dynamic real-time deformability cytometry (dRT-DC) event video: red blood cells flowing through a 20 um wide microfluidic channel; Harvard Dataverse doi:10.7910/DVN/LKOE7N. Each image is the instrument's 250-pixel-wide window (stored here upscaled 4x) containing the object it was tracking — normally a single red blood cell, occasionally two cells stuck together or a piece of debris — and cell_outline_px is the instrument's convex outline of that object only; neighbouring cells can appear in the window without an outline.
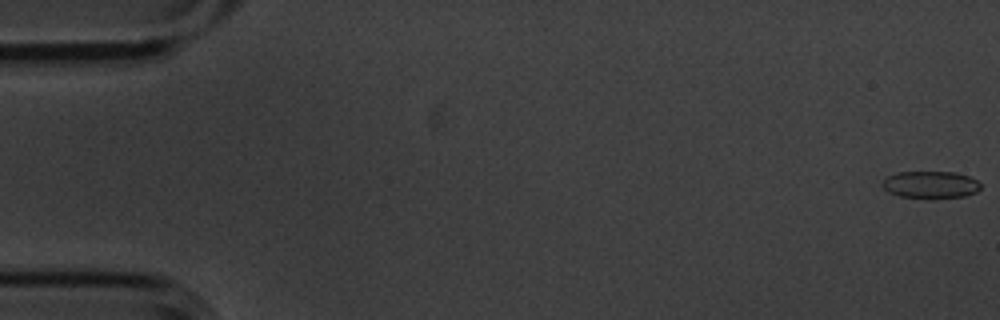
{"species": "common noctule bat (a hibernating species)", "species_latin": "Nyctalus noctula", "temperature_condition": "cold", "stored_images_in_passage": 4, "camera_frame_rate_fps": 3000, "um_per_image_px": 0.085, "animal": {"sex": "male", "body_mass_g": 20.1, "forearm_length_mm": 53.5}, "frame": {"image": 1, "passage_image": 1, "time_ms": 0.0, "image_size_px": [1000, 320], "cell_outline_px": [[980, 188], [976, 192], [964, 196], [932, 200], [900, 196], [888, 192], [884, 188], [884, 180], [888, 176], [900, 172], [952, 172], [968, 176], [976, 180], [980, 184]], "centroid_in_image_um": [79.11, 15.73], "position_along_channel_um": 5.9, "area_um2": 15.66}}